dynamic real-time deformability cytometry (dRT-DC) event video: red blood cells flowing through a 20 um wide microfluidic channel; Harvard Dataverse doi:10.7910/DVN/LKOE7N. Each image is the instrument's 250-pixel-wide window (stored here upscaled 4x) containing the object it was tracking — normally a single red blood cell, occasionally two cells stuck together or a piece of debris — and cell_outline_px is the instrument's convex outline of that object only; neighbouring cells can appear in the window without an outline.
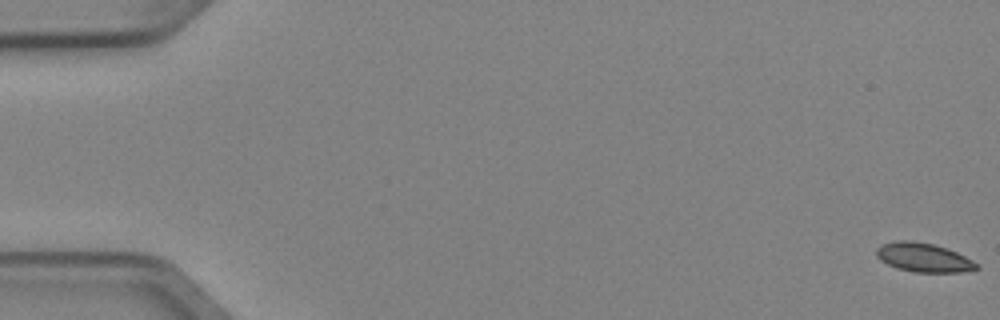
{"species": "Egyptian fruit bat (a non-hibernating species)", "species_latin": "Rousettus aegyptiacus", "temperature_condition": "cold", "stored_images_in_passage": 6, "camera_frame_rate_fps": 3000, "um_per_image_px": 0.085, "animal": {"sex": "female"}, "frame": {"image": 1, "passage_image": 1, "time_ms": 0.0, "image_size_px": [1000, 320], "cell_outline_px": [[980, 268], [960, 272], [916, 272], [896, 268], [880, 260], [876, 256], [876, 248], [880, 244], [896, 240], [908, 240], [932, 244], [948, 248], [980, 264]], "centroid_in_image_um": [78.48, 21.88], "position_along_channel_um": 6.5, "area_um2": 16.99}}
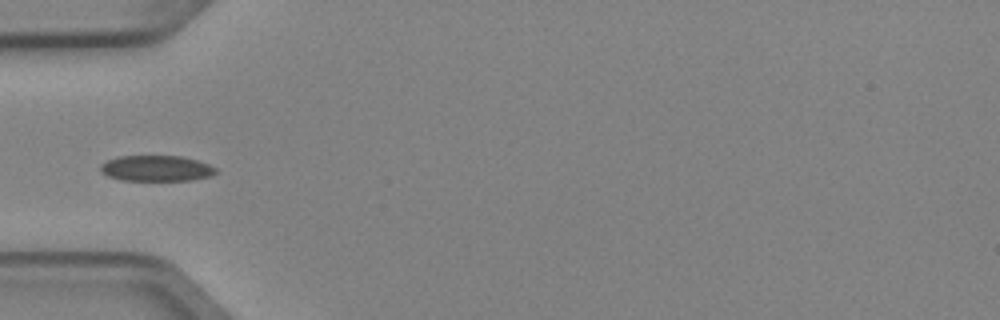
{"frame": {"image": 2, "passage_image": 5, "time_ms": 1.333, "image_size_px": [1000, 320], "cell_outline_px": [[216, 172], [212, 176], [192, 180], [120, 180], [108, 176], [100, 172], [100, 164], [108, 160], [120, 156], [180, 156], [196, 160], [208, 164], [216, 168]], "centroid_in_image_um": [13.27, 14.31], "position_along_channel_um": 71.7, "area_um2": 17.28}}
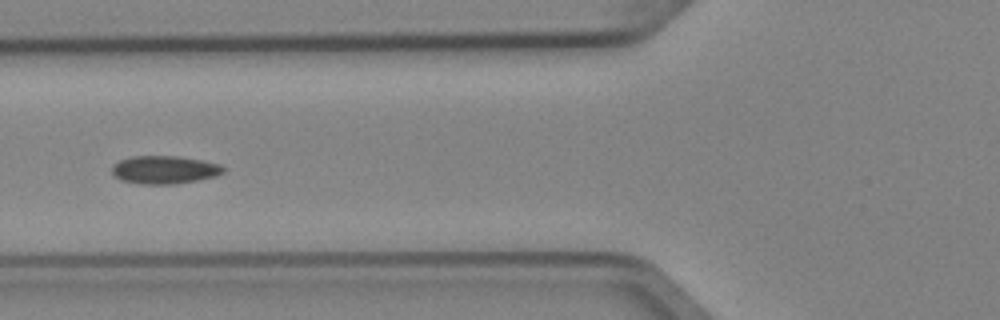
{"frame": {"image": 3, "passage_image": 6, "time_ms": 1.667, "image_size_px": [1000, 320], "cell_outline_px": [[224, 172], [216, 176], [176, 184], [140, 184], [120, 180], [112, 172], [112, 164], [120, 160], [132, 156], [176, 156], [200, 160], [220, 164], [224, 168]], "centroid_in_image_um": [13.95, 14.43], "position_along_channel_um": 111.8, "area_um2": 18.15}}